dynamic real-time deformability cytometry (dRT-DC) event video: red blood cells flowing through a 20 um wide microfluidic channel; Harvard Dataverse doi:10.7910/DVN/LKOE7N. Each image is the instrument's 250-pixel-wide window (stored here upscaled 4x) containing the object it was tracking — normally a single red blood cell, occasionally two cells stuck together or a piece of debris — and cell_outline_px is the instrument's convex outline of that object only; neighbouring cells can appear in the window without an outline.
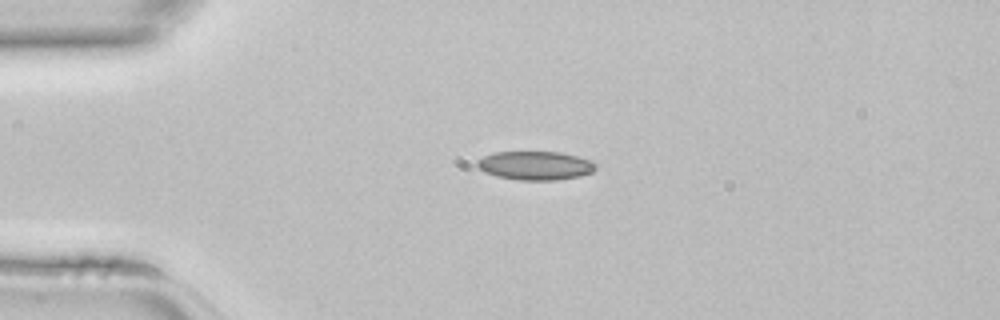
{"species": "common noctule bat (a hibernating species)", "species_latin": "Nyctalus noctula", "temperature_condition": "room temperature", "stored_images_in_passage": 35, "camera_frame_rate_fps": 3000, "um_per_image_px": 0.085, "animal": {"sex": "female", "body_mass_g": 22.7, "forearm_length_mm": 54.2}, "frame": {"image": 1, "passage_image": 1, "time_ms": 0.0, "image_size_px": [1000, 320], "cell_outline_px": [[596, 168], [592, 172], [580, 176], [556, 180], [520, 180], [496, 176], [484, 172], [476, 164], [476, 160], [484, 156], [496, 152], [560, 152], [576, 156], [588, 160], [596, 164]], "centroid_in_image_um": [45.48, 14.07], "position_along_channel_um": 39.5, "area_um2": 19.71}}
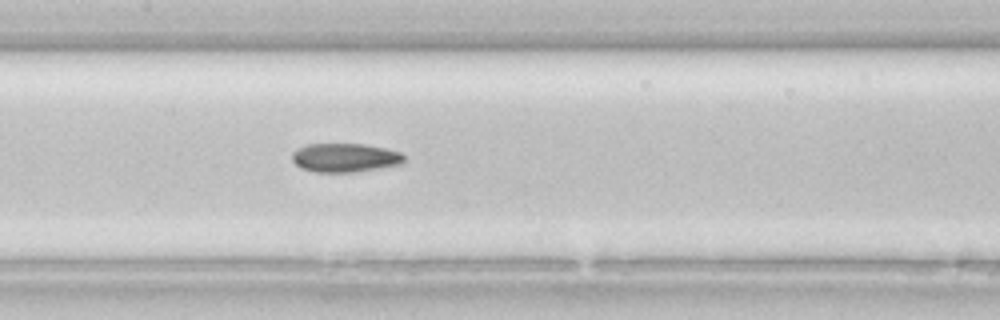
{"frame": {"image": 2, "passage_image": 12, "time_ms": 3.667, "image_size_px": [1000, 320], "cell_outline_px": [[404, 164], [356, 172], [316, 172], [300, 168], [292, 160], [292, 152], [296, 148], [308, 144], [364, 144], [384, 148], [400, 152], [404, 156]], "centroid_in_image_um": [29.32, 13.41], "position_along_channel_um": 178.1, "area_um2": 18.96}}
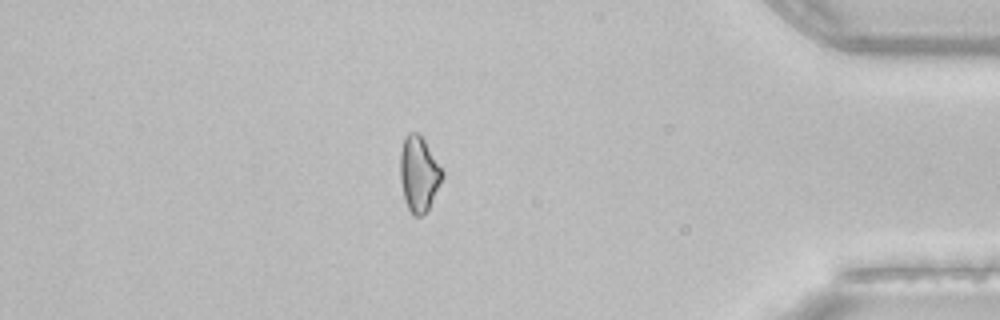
{"frame": {"image": 3, "passage_image": 29, "time_ms": 9.333, "image_size_px": [1000, 320], "cell_outline_px": [[444, 176], [428, 208], [420, 216], [412, 216], [404, 200], [400, 180], [400, 152], [404, 136], [408, 132], [416, 132], [424, 140], [444, 172]], "centroid_in_image_um": [35.58, 14.77], "position_along_channel_um": 399.6, "area_um2": 18.38}}